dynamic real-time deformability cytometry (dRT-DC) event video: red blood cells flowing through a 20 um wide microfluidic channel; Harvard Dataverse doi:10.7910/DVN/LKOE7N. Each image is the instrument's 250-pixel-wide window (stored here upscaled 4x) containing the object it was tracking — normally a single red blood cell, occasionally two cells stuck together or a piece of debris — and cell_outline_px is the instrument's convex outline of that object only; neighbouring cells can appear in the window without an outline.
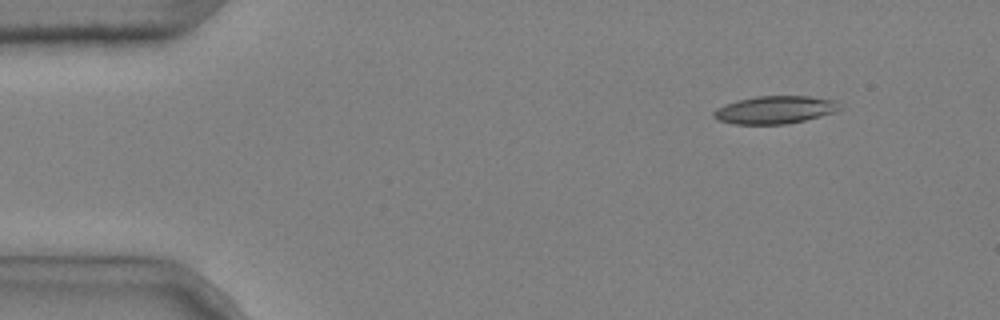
{"species": "common noctule bat (a hibernating species)", "species_latin": "Nyctalus noctula", "temperature_condition": "cold", "stored_images_in_passage": 9, "camera_frame_rate_fps": 3000, "um_per_image_px": 0.085, "animal": {"sex": "male", "body_mass_g": 20.4}, "frame": {"image": 1, "passage_image": 1, "time_ms": 0.0, "image_size_px": [1000, 320], "cell_outline_px": [[844, 108], [836, 112], [804, 120], [784, 124], [732, 124], [716, 120], [712, 116], [712, 112], [716, 108], [724, 104], [736, 100], [756, 96], [808, 96], [840, 100]], "centroid_in_image_um": [65.89, 9.32], "position_along_channel_um": 19.1, "area_um2": 20.87}}
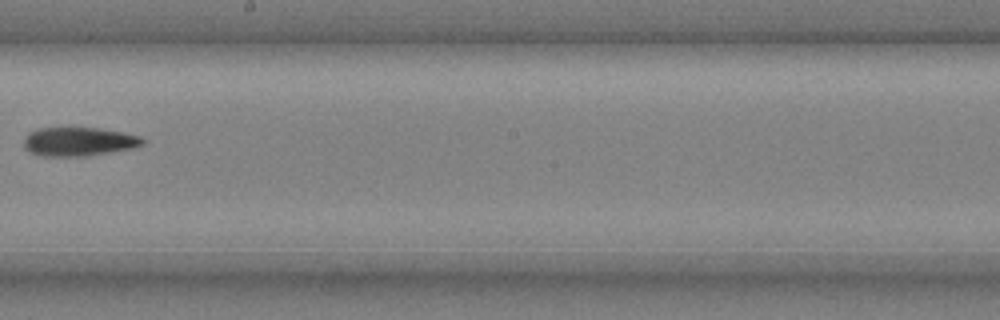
{"frame": {"image": 2, "passage_image": 8, "time_ms": 2.333, "image_size_px": [1000, 320], "cell_outline_px": [[144, 144], [132, 148], [88, 156], [40, 156], [24, 148], [24, 140], [28, 132], [36, 128], [100, 128], [140, 136], [144, 140]], "centroid_in_image_um": [6.67, 12.04], "position_along_channel_um": 241.5, "area_um2": 19.88}}
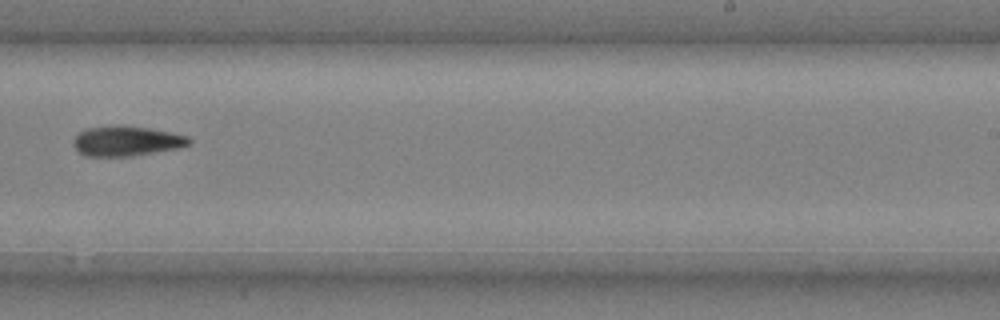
{"frame": {"image": 3, "passage_image": 9, "time_ms": 2.667, "image_size_px": [1000, 320], "cell_outline_px": [[192, 144], [176, 148], [132, 156], [88, 156], [80, 152], [72, 144], [72, 140], [84, 128], [116, 124], [120, 124], [148, 128], [188, 136], [192, 140]], "centroid_in_image_um": [10.73, 11.97], "position_along_channel_um": 278.3, "area_um2": 20.29}}